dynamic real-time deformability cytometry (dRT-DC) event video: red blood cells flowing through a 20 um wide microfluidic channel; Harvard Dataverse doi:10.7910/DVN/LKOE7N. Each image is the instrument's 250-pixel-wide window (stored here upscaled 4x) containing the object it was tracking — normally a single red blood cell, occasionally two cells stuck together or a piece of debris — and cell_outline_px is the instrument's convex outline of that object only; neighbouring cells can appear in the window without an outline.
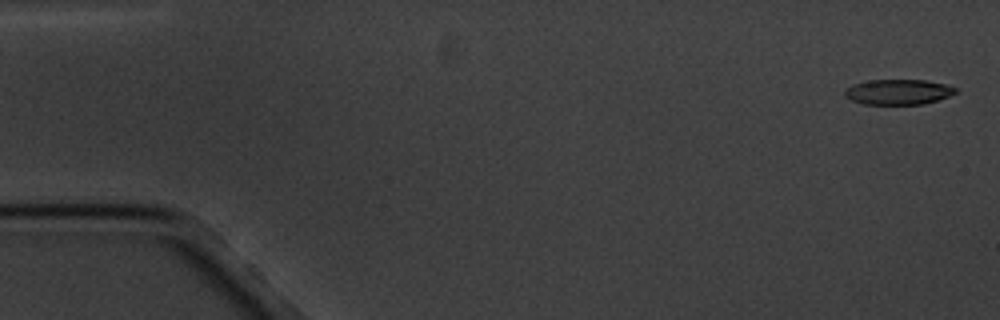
{"species": "common noctule bat (a hibernating species)", "species_latin": "Nyctalus noctula", "temperature_condition": "cold", "stored_images_in_passage": 6, "camera_frame_rate_fps": 3000, "um_per_image_px": 0.085, "animal": {"sex": "male", "body_mass_g": 20.1, "forearm_length_mm": 53.5}, "frame": {"image": 1, "passage_image": 1, "time_ms": 0.0, "image_size_px": [1000, 320], "cell_outline_px": [[956, 92], [948, 96], [936, 100], [920, 104], [864, 104], [852, 100], [844, 96], [844, 92], [852, 84], [868, 80], [924, 80], [944, 84], [956, 88]], "centroid_in_image_um": [76.31, 7.81], "position_along_channel_um": 8.7, "area_um2": 16.07}}